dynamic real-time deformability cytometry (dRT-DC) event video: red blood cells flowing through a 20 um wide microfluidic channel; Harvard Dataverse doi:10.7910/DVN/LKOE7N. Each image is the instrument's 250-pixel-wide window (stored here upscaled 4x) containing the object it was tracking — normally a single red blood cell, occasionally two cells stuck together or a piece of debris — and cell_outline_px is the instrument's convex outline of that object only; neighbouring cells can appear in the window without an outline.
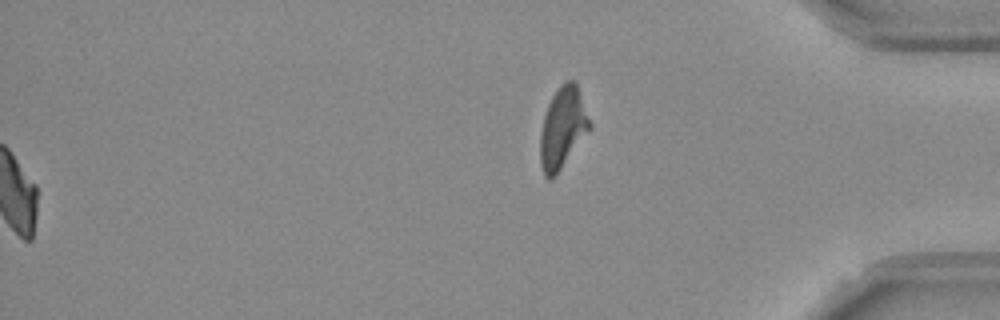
{"species": "Egyptian fruit bat (a non-hibernating species)", "species_latin": "Rousettus aegyptiacus", "temperature_condition": "room temperature", "stored_images_in_passage": 55, "segment_of_instrument_passage": [2, 2], "camera_frame_rate_fps": 3000, "um_per_image_px": 0.085, "frame": {"image": 1, "passage_image": 55, "time_ms": 18.0, "image_size_px": [1000, 320], "cell_outline_px": [[592, 128], [556, 176], [544, 176], [540, 164], [540, 132], [544, 116], [548, 104], [556, 88], [560, 84], [568, 80], [576, 80], [592, 124]], "centroid_in_image_um": [47.85, 10.84], "position_along_channel_um": 387.3, "area_um2": 23.76}}